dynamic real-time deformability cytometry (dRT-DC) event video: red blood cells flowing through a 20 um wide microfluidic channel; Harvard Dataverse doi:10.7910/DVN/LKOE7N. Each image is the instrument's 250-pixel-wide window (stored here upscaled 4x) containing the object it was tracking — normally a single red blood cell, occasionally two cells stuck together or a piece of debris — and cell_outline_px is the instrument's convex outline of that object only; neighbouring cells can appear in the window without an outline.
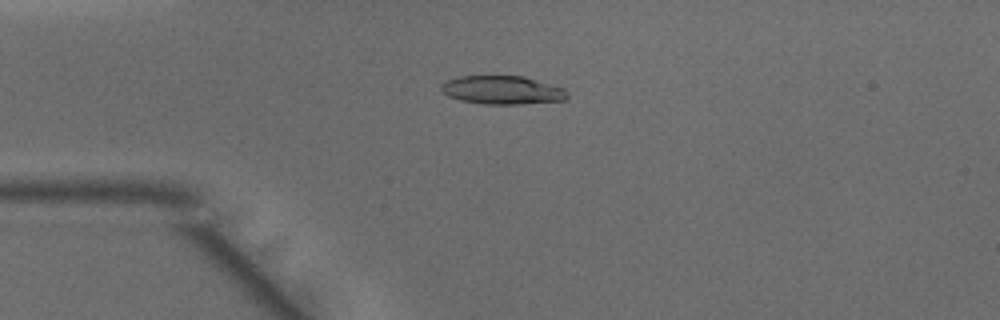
{"species": "common noctule bat (a hibernating species)", "species_latin": "Nyctalus noctula", "temperature_condition": "warm", "stored_images_in_passage": 46, "camera_frame_rate_fps": 3000, "um_per_image_px": 0.085, "animal": {"sex": "male", "body_mass_g": 15.6}, "frame": {"image": 1, "passage_image": 9, "time_ms": 2.667, "image_size_px": [1000, 320], "cell_outline_px": [[568, 96], [564, 100], [520, 104], [484, 104], [460, 100], [448, 96], [440, 88], [440, 84], [444, 80], [460, 76], [524, 76], [564, 88], [568, 92]], "centroid_in_image_um": [42.67, 7.65], "position_along_channel_um": 42.3, "area_um2": 20.98}}
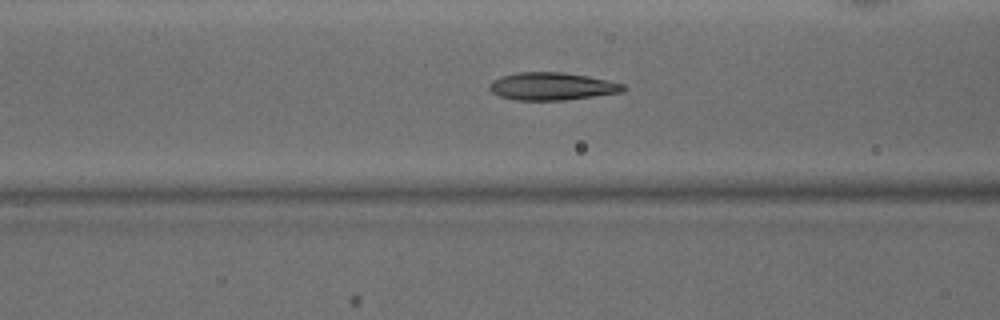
{"frame": {"image": 2, "passage_image": 16, "time_ms": 5.0, "image_size_px": [1000, 320], "cell_outline_px": [[628, 88], [624, 92], [564, 100], [516, 100], [500, 96], [492, 92], [488, 88], [488, 84], [492, 80], [500, 76], [520, 72], [564, 72], [588, 76], [624, 84]], "centroid_in_image_um": [46.92, 7.33], "position_along_channel_um": 119.7, "area_um2": 21.68}}
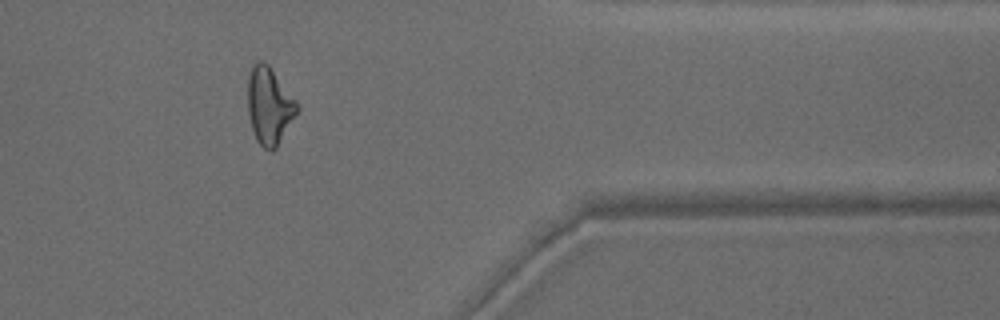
{"frame": {"image": 3, "passage_image": 37, "time_ms": 12.0, "image_size_px": [1000, 320], "cell_outline_px": [[300, 108], [276, 148], [272, 152], [264, 148], [256, 140], [252, 128], [248, 112], [248, 76], [256, 60], [264, 60], [268, 64], [296, 100]], "centroid_in_image_um": [22.89, 8.98], "position_along_channel_um": 388.5, "area_um2": 22.08}, "authors_computed_cell_mechanics": {"area_um2": 21.6461, "velocity_mm_per_s": 4.1358, "shape_relaxation_time_tau1_ms": 6.2556, "shape_relaxation_time_tau2_ms": 1.8572, "deformation_change_tau1": 0.2206, "deformation_change_tau2": 0.1111}}